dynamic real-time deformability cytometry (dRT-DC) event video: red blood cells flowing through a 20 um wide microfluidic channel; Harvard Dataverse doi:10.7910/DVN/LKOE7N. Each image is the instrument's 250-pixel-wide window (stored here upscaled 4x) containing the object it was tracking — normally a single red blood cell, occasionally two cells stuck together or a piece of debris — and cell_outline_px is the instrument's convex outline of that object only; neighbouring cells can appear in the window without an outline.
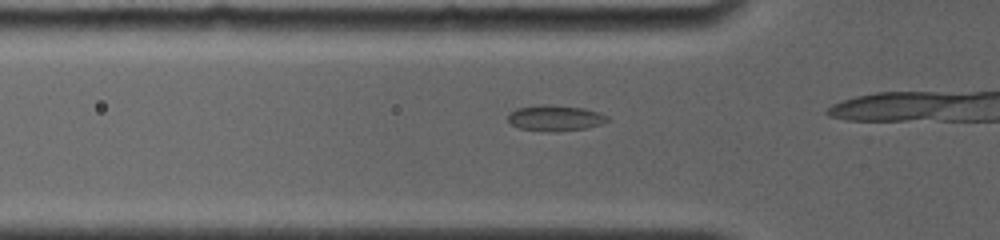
{"species": "common noctule bat (a hibernating species)", "species_latin": "Nyctalus noctula", "temperature_condition": "room temperature", "stored_images_in_passage": 3, "camera_frame_rate_fps": 4000, "um_per_image_px": 0.085, "animal": {"sex": "female", "body_mass_g": 19.0, "forearm_length_mm": 56.7}, "frame": {"image": 1, "passage_image": 3, "time_ms": 0.75, "image_size_px": [1000, 240], "cell_outline_px": [[612, 120], [588, 128], [552, 132], [548, 132], [520, 128], [512, 124], [508, 120], [508, 116], [516, 108], [544, 104], [548, 104], [584, 108], [600, 112], [608, 116]], "centroid_in_image_um": [47.25, 10.03], "position_along_channel_um": 78.6, "area_um2": 15.03}}